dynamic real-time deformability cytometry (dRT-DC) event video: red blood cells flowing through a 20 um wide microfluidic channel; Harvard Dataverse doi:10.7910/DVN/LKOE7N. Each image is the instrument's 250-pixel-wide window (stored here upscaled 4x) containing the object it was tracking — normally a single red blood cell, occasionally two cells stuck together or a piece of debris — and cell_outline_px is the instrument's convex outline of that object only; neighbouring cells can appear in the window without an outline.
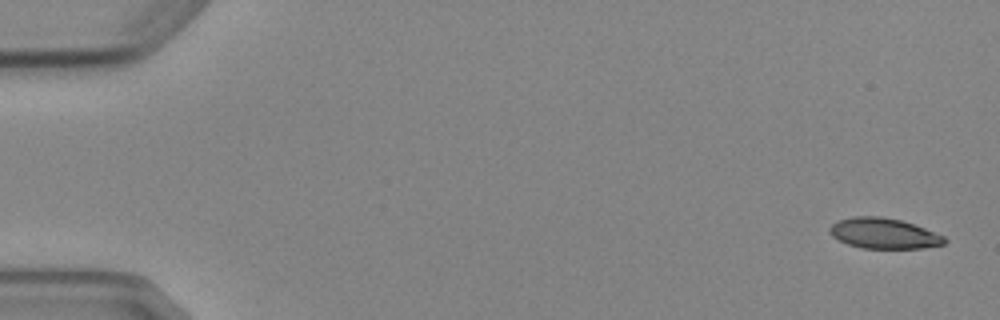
{"species": "Egyptian fruit bat (a non-hibernating species)", "species_latin": "Rousettus aegyptiacus", "temperature_condition": "cold", "stored_images_in_passage": 5, "camera_frame_rate_fps": 3000, "um_per_image_px": 0.085, "animal": {"sex": "female"}, "frame": {"image": 1, "passage_image": 1, "time_ms": 0.0, "image_size_px": [1000, 320], "cell_outline_px": [[948, 240], [944, 244], [924, 248], [860, 248], [848, 244], [832, 236], [828, 232], [828, 228], [832, 224], [840, 220], [852, 216], [880, 216], [900, 220], [924, 228], [944, 236]], "centroid_in_image_um": [75.11, 19.84], "position_along_channel_um": 9.9, "area_um2": 20.35}}
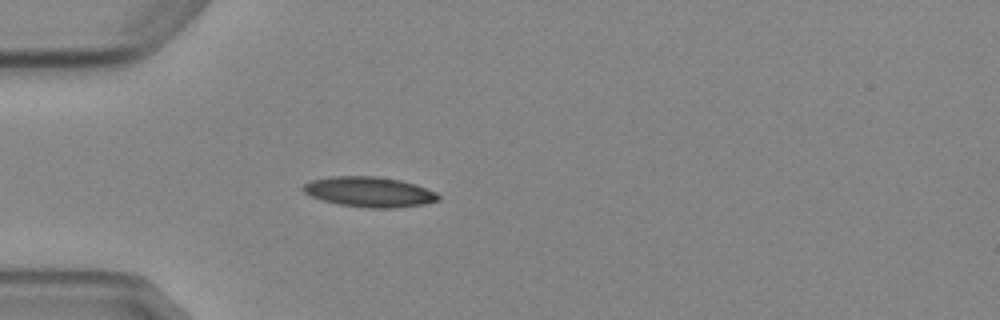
{"frame": {"image": 2, "passage_image": 5, "time_ms": 4.667, "image_size_px": [1000, 320], "cell_outline_px": [[440, 200], [424, 204], [396, 208], [372, 208], [340, 204], [324, 200], [312, 196], [304, 192], [300, 188], [304, 184], [312, 180], [328, 176], [376, 176], [400, 180], [416, 184], [436, 192], [440, 196]], "centroid_in_image_um": [31.41, 16.3], "position_along_channel_um": 53.6, "area_um2": 23.76}}